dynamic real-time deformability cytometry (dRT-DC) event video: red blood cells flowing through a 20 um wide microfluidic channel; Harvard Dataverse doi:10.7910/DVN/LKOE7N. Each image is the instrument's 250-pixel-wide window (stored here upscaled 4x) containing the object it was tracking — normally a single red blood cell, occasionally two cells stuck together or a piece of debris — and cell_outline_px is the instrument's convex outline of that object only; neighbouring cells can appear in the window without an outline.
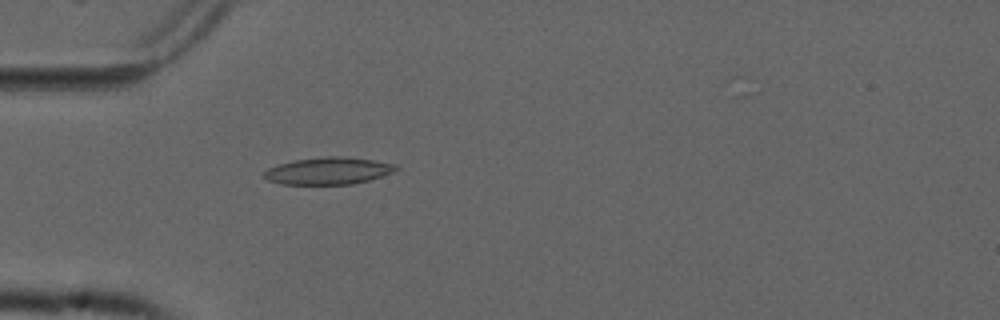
{"species": "common noctule bat (a hibernating species)", "species_latin": "Nyctalus noctula", "temperature_condition": "cold", "stored_images_in_passage": 1, "camera_frame_rate_fps": 3000, "um_per_image_px": 0.085, "animal": {"sex": "male", "forearm_length_mm": 52.5}, "frame": {"image": 1, "passage_image": 1, "time_ms": 0.0, "image_size_px": [1000, 320], "cell_outline_px": [[400, 168], [396, 172], [368, 180], [352, 184], [280, 184], [268, 180], [264, 176], [264, 172], [268, 168], [292, 160], [324, 156], [344, 156], [372, 160], [396, 164]], "centroid_in_image_um": [27.94, 14.51], "position_along_channel_um": 57.1, "area_um2": 20.92}}